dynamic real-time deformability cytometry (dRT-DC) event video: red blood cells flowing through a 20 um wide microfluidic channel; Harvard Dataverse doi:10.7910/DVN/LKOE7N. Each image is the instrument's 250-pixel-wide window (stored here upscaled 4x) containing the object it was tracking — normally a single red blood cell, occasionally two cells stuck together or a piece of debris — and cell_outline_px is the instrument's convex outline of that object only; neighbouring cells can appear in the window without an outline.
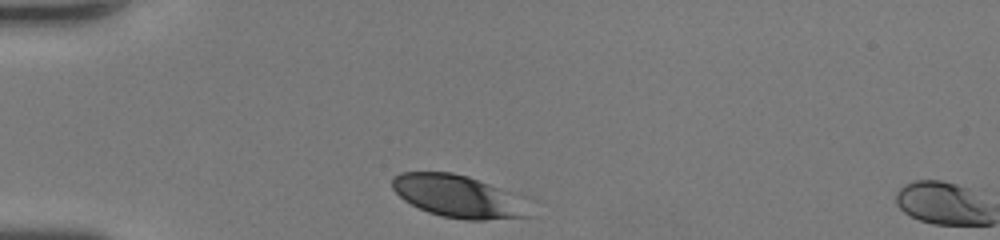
{"species": "human", "species_latin": "Homo sapiens", "temperature_condition": "room temperature", "stored_images_in_passage": 2, "camera_frame_rate_fps": 3000, "um_per_image_px": 0.085, "donor": {"sex": "female"}, "frame": {"image": 1, "passage_image": 1, "time_ms": 0.0, "image_size_px": [1000, 240], "cell_outline_px": [[528, 216], [484, 220], [468, 220], [440, 216], [428, 212], [404, 200], [392, 188], [392, 180], [400, 172], [452, 172], [468, 176], [500, 188], [508, 192]], "centroid_in_image_um": [38.75, 16.67], "position_along_channel_um": 46.2, "area_um2": 32.48}}